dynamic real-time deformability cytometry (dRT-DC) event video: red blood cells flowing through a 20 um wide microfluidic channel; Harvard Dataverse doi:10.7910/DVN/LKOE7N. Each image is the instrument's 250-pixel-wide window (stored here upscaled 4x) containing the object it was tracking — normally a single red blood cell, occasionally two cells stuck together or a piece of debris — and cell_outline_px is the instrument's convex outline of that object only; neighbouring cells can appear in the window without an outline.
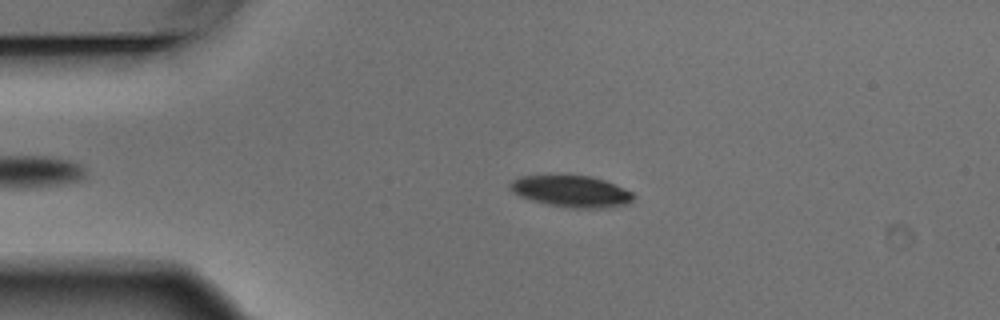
{"species": "Egyptian fruit bat (a non-hibernating species)", "species_latin": "Rousettus aegyptiacus", "temperature_condition": "warm", "stored_images_in_passage": 4, "camera_frame_rate_fps": 3000, "um_per_image_px": 0.085, "animal": {"sex": "male"}, "frame": {"image": 1, "passage_image": 3, "time_ms": 0.667, "image_size_px": [1000, 320], "cell_outline_px": [[636, 196], [628, 204], [604, 208], [572, 208], [548, 204], [532, 200], [520, 196], [512, 192], [508, 184], [512, 180], [520, 176], [588, 176], [604, 180], [624, 188], [632, 192]], "centroid_in_image_um": [48.58, 16.27], "position_along_channel_um": 36.4, "area_um2": 22.48}}